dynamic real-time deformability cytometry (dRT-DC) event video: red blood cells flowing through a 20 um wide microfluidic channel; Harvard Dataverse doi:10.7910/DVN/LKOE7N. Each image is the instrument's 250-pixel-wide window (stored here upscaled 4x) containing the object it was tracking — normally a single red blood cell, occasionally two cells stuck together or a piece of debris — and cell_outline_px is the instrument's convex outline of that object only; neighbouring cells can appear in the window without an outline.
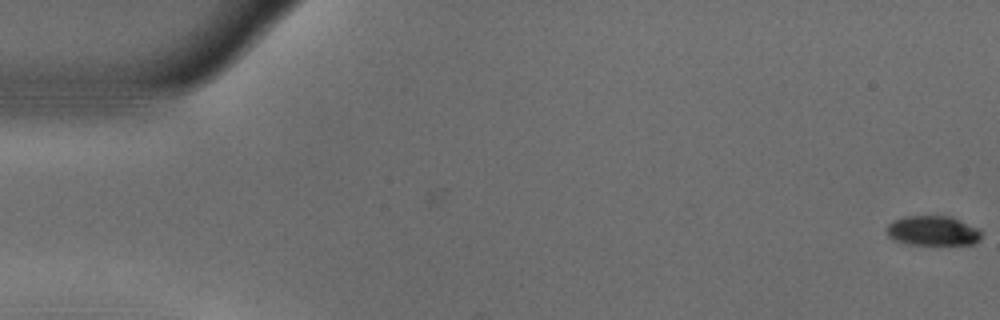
{"species": "common noctule bat (a hibernating species)", "species_latin": "Nyctalus noctula", "temperature_condition": "warm", "stored_images_in_passage": 4, "camera_frame_rate_fps": 3000, "um_per_image_px": 0.085, "animal": {"sex": "male", "body_mass_g": 18.8}, "frame": {"image": 1, "passage_image": 4, "time_ms": 1.0, "image_size_px": [1000, 320], "cell_outline_px": [[980, 240], [972, 244], [908, 244], [896, 240], [888, 236], [888, 224], [904, 216], [952, 216], [980, 228]], "centroid_in_image_um": [79.34, 19.6], "position_along_channel_um": 5.7, "area_um2": 16.3}}